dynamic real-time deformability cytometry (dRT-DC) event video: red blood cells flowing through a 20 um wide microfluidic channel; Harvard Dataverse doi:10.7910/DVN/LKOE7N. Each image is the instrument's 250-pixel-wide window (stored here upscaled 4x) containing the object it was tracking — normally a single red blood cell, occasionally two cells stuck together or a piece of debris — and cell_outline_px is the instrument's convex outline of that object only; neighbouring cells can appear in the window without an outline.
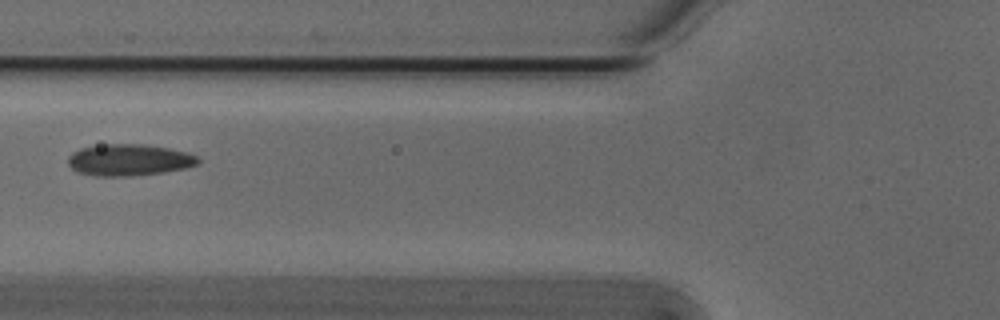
{"species": "Egyptian fruit bat (a non-hibernating species)", "species_latin": "Rousettus aegyptiacus", "temperature_condition": "cold", "stored_images_in_passage": 2, "camera_frame_rate_fps": 3000, "um_per_image_px": 0.085, "animal": {"sex": "male"}, "frame": {"image": 1, "passage_image": 2, "time_ms": 0.333, "image_size_px": [1000, 320], "cell_outline_px": [[200, 160], [196, 164], [184, 168], [160, 172], [128, 176], [96, 176], [76, 172], [68, 164], [68, 156], [72, 152], [80, 148], [104, 144], [140, 144], [168, 148], [188, 152], [196, 156]], "centroid_in_image_um": [10.91, 13.59], "position_along_channel_um": 114.9, "area_um2": 23.76}}